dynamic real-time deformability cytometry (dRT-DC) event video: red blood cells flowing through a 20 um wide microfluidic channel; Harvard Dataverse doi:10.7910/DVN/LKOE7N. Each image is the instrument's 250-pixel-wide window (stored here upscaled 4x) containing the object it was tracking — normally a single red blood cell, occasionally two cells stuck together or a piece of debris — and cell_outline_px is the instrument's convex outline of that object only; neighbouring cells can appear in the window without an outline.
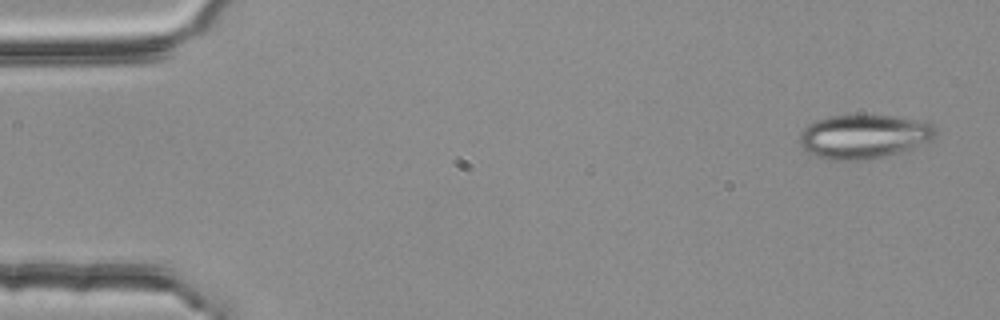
{"species": "common noctule bat (a hibernating species)", "species_latin": "Nyctalus noctula", "temperature_condition": "room temperature", "stored_images_in_passage": 4, "camera_frame_rate_fps": 3000, "um_per_image_px": 0.085, "animal": {"sex": "female", "body_mass_g": 25.1}, "frame": {"image": 1, "passage_image": 1, "time_ms": 0.0, "image_size_px": [1000, 320], "cell_outline_px": [[936, 136], [932, 140], [916, 148], [880, 156], [856, 160], [828, 160], [816, 156], [808, 152], [800, 144], [800, 132], [808, 124], [816, 120], [828, 116], [860, 112], [896, 116], [928, 120], [936, 128]], "centroid_in_image_um": [73.47, 11.54], "position_along_channel_um": 11.5, "area_um2": 35.95}}